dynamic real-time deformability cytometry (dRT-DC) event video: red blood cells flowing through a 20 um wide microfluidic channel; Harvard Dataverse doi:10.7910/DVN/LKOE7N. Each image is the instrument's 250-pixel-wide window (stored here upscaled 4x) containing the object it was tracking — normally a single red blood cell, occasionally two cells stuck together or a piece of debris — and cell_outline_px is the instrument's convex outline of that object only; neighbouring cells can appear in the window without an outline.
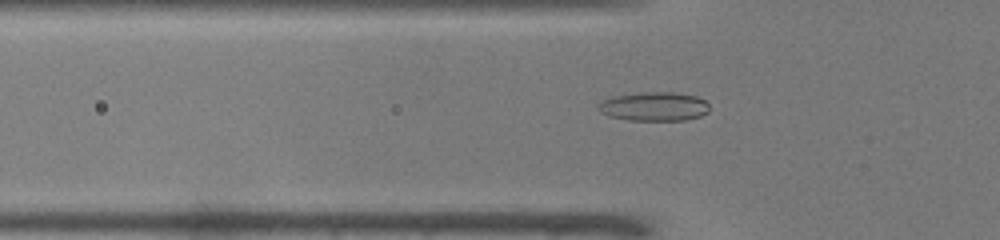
{"species": "common noctule bat (a hibernating species)", "species_latin": "Nyctalus noctula", "temperature_condition": "warm", "stored_images_in_passage": 40, "camera_frame_rate_fps": 3000, "um_per_image_px": 0.085, "animal": {"sex": "male", "body_mass_g": 19.0, "forearm_length_mm": 50.8}, "frame": {"image": 1, "passage_image": 6, "time_ms": 1.667, "image_size_px": [1000, 240], "cell_outline_px": [[708, 112], [700, 116], [684, 120], [628, 120], [608, 116], [600, 112], [596, 108], [596, 104], [600, 100], [612, 96], [640, 92], [676, 92], [696, 96], [704, 100], [708, 104]], "centroid_in_image_um": [55.53, 9.04], "position_along_channel_um": 70.3, "area_um2": 19.02}}
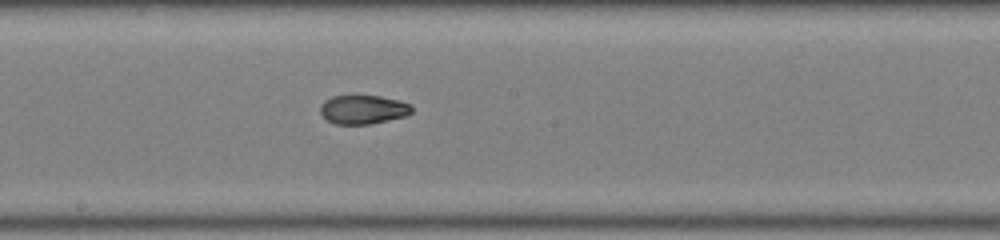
{"frame": {"image": 2, "passage_image": 17, "time_ms": 5.333, "image_size_px": [1000, 240], "cell_outline_px": [[412, 112], [404, 116], [388, 120], [368, 124], [336, 124], [328, 120], [320, 112], [320, 104], [324, 100], [332, 96], [380, 96], [400, 100], [412, 104]], "centroid_in_image_um": [30.87, 9.3], "position_along_channel_um": 217.3, "area_um2": 15.37}}
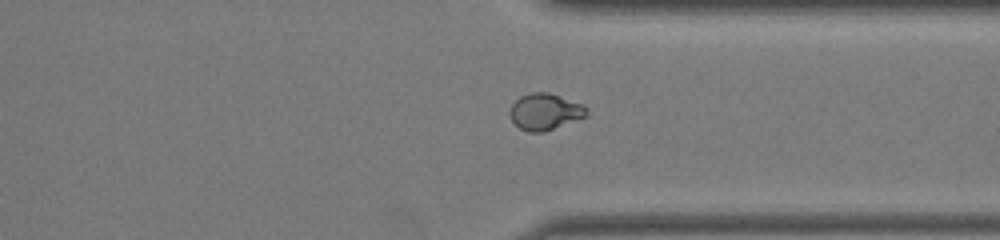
{"frame": {"image": 3, "passage_image": 28, "time_ms": 9.0, "image_size_px": [1000, 240], "cell_outline_px": [[588, 116], [544, 132], [528, 132], [520, 128], [512, 120], [512, 104], [520, 96], [532, 92], [548, 92], [584, 104], [588, 108]], "centroid_in_image_um": [46.39, 9.49], "position_along_channel_um": 365.0, "area_um2": 16.24}, "authors_computed_cell_mechanics": {"area_um2": 16.0395, "velocity_mm_per_s": 4.0157, "shape_relaxation_time_tau1_ms": null, "shape_relaxation_time_tau2_ms": 1.046, "deformation_change_tau1": null, "deformation_change_tau2": 0.0538}}